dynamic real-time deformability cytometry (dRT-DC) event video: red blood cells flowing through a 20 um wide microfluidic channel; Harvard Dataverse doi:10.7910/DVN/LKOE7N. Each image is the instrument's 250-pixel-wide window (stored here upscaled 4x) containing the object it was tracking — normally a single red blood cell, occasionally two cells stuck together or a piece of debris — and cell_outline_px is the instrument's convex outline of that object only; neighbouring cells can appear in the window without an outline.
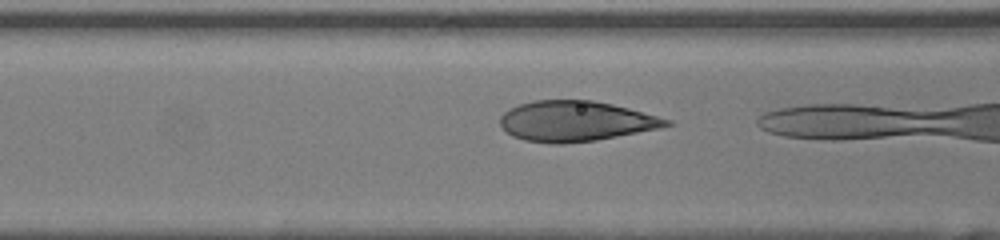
{"species": "human", "species_latin": "Homo sapiens", "temperature_condition": "room temperature", "stored_images_in_passage": 19, "camera_frame_rate_fps": 3000, "um_per_image_px": 0.085, "donor": {"sex": "female"}, "frame": {"image": 1, "passage_image": 18, "time_ms": 5.667, "image_size_px": [1000, 240], "cell_outline_px": [[676, 124], [660, 128], [596, 140], [560, 144], [552, 144], [524, 140], [512, 136], [500, 124], [500, 116], [504, 112], [520, 104], [532, 100], [592, 100], [612, 104], [628, 108], [672, 120]], "centroid_in_image_um": [48.94, 10.3], "position_along_channel_um": 117.7, "area_um2": 39.02}}